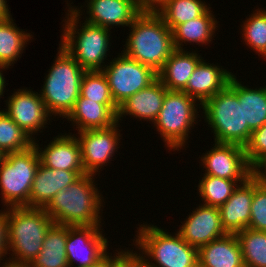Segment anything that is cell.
<instances>
[{"mask_svg":"<svg viewBox=\"0 0 266 267\" xmlns=\"http://www.w3.org/2000/svg\"><path fill=\"white\" fill-rule=\"evenodd\" d=\"M95 175H81L60 190L44 208L55 224L66 226H101L103 196L95 184ZM101 210V211H100Z\"/></svg>","mask_w":266,"mask_h":267,"instance_id":"cell-1","label":"cell"},{"mask_svg":"<svg viewBox=\"0 0 266 267\" xmlns=\"http://www.w3.org/2000/svg\"><path fill=\"white\" fill-rule=\"evenodd\" d=\"M129 28L122 53L158 73L175 50L171 29L152 11H142Z\"/></svg>","mask_w":266,"mask_h":267,"instance_id":"cell-2","label":"cell"},{"mask_svg":"<svg viewBox=\"0 0 266 267\" xmlns=\"http://www.w3.org/2000/svg\"><path fill=\"white\" fill-rule=\"evenodd\" d=\"M73 7L71 5L68 8L65 17L67 19L63 20L65 24L62 25L60 45L84 70L101 71L105 67L104 60L110 50L108 45L111 29L90 24L85 20L82 26H79V19L83 14L80 8Z\"/></svg>","mask_w":266,"mask_h":267,"instance_id":"cell-3","label":"cell"},{"mask_svg":"<svg viewBox=\"0 0 266 267\" xmlns=\"http://www.w3.org/2000/svg\"><path fill=\"white\" fill-rule=\"evenodd\" d=\"M9 263L29 265L40 253L54 221L44 208L7 207Z\"/></svg>","mask_w":266,"mask_h":267,"instance_id":"cell-4","label":"cell"},{"mask_svg":"<svg viewBox=\"0 0 266 267\" xmlns=\"http://www.w3.org/2000/svg\"><path fill=\"white\" fill-rule=\"evenodd\" d=\"M136 232L133 243L141 249L144 267H198V249L189 245L178 232L171 235L146 223Z\"/></svg>","mask_w":266,"mask_h":267,"instance_id":"cell-5","label":"cell"},{"mask_svg":"<svg viewBox=\"0 0 266 267\" xmlns=\"http://www.w3.org/2000/svg\"><path fill=\"white\" fill-rule=\"evenodd\" d=\"M58 49L55 63L44 78V86L39 93L49 114L64 119L80 96L81 81L86 70L60 44Z\"/></svg>","mask_w":266,"mask_h":267,"instance_id":"cell-6","label":"cell"},{"mask_svg":"<svg viewBox=\"0 0 266 267\" xmlns=\"http://www.w3.org/2000/svg\"><path fill=\"white\" fill-rule=\"evenodd\" d=\"M204 120L214 132V142L237 144L245 147L252 131L243 121V103L227 85L207 100L202 107Z\"/></svg>","mask_w":266,"mask_h":267,"instance_id":"cell-7","label":"cell"},{"mask_svg":"<svg viewBox=\"0 0 266 267\" xmlns=\"http://www.w3.org/2000/svg\"><path fill=\"white\" fill-rule=\"evenodd\" d=\"M40 164L35 145L21 152L5 154L0 165L2 203L7 207H29L33 180Z\"/></svg>","mask_w":266,"mask_h":267,"instance_id":"cell-8","label":"cell"},{"mask_svg":"<svg viewBox=\"0 0 266 267\" xmlns=\"http://www.w3.org/2000/svg\"><path fill=\"white\" fill-rule=\"evenodd\" d=\"M196 100L183 91H167L162 108L155 120L154 127L170 150H181L188 140L189 130L197 122Z\"/></svg>","mask_w":266,"mask_h":267,"instance_id":"cell-9","label":"cell"},{"mask_svg":"<svg viewBox=\"0 0 266 267\" xmlns=\"http://www.w3.org/2000/svg\"><path fill=\"white\" fill-rule=\"evenodd\" d=\"M106 76L112 98L117 106L144 89L157 78V72L125 54H118L101 70Z\"/></svg>","mask_w":266,"mask_h":267,"instance_id":"cell-10","label":"cell"},{"mask_svg":"<svg viewBox=\"0 0 266 267\" xmlns=\"http://www.w3.org/2000/svg\"><path fill=\"white\" fill-rule=\"evenodd\" d=\"M213 145L210 151L201 156L203 168H206L204 175L235 180L242 184L254 174L243 146L217 142Z\"/></svg>","mask_w":266,"mask_h":267,"instance_id":"cell-11","label":"cell"},{"mask_svg":"<svg viewBox=\"0 0 266 267\" xmlns=\"http://www.w3.org/2000/svg\"><path fill=\"white\" fill-rule=\"evenodd\" d=\"M102 233L101 226H67L65 249L69 267H89L108 253L109 241Z\"/></svg>","mask_w":266,"mask_h":267,"instance_id":"cell-12","label":"cell"},{"mask_svg":"<svg viewBox=\"0 0 266 267\" xmlns=\"http://www.w3.org/2000/svg\"><path fill=\"white\" fill-rule=\"evenodd\" d=\"M118 125L117 122L108 128L90 129L77 133L82 163L87 174L97 175L98 170L110 163V159L112 161L115 151L117 152L119 148L120 137H122L118 131Z\"/></svg>","mask_w":266,"mask_h":267,"instance_id":"cell-13","label":"cell"},{"mask_svg":"<svg viewBox=\"0 0 266 267\" xmlns=\"http://www.w3.org/2000/svg\"><path fill=\"white\" fill-rule=\"evenodd\" d=\"M6 102L7 109L4 112L31 138L48 124L52 117L46 109L38 92L31 89H17ZM35 133V134H34Z\"/></svg>","mask_w":266,"mask_h":267,"instance_id":"cell-14","label":"cell"},{"mask_svg":"<svg viewBox=\"0 0 266 267\" xmlns=\"http://www.w3.org/2000/svg\"><path fill=\"white\" fill-rule=\"evenodd\" d=\"M182 224L177 232L197 249L227 234L222 227L218 207L199 204Z\"/></svg>","mask_w":266,"mask_h":267,"instance_id":"cell-15","label":"cell"},{"mask_svg":"<svg viewBox=\"0 0 266 267\" xmlns=\"http://www.w3.org/2000/svg\"><path fill=\"white\" fill-rule=\"evenodd\" d=\"M68 134L56 136L47 146H44L43 150L36 143L37 141H34L40 163L49 169L85 171L80 143L75 135Z\"/></svg>","mask_w":266,"mask_h":267,"instance_id":"cell-16","label":"cell"},{"mask_svg":"<svg viewBox=\"0 0 266 267\" xmlns=\"http://www.w3.org/2000/svg\"><path fill=\"white\" fill-rule=\"evenodd\" d=\"M86 22L111 29L130 26L142 12L135 0H89Z\"/></svg>","mask_w":266,"mask_h":267,"instance_id":"cell-17","label":"cell"},{"mask_svg":"<svg viewBox=\"0 0 266 267\" xmlns=\"http://www.w3.org/2000/svg\"><path fill=\"white\" fill-rule=\"evenodd\" d=\"M254 193V174L238 185L231 197L219 207L221 224L228 234L248 228Z\"/></svg>","mask_w":266,"mask_h":267,"instance_id":"cell-18","label":"cell"},{"mask_svg":"<svg viewBox=\"0 0 266 267\" xmlns=\"http://www.w3.org/2000/svg\"><path fill=\"white\" fill-rule=\"evenodd\" d=\"M86 171H67L38 165L29 196L30 208H45L51 199L63 188L75 182Z\"/></svg>","mask_w":266,"mask_h":267,"instance_id":"cell-19","label":"cell"},{"mask_svg":"<svg viewBox=\"0 0 266 267\" xmlns=\"http://www.w3.org/2000/svg\"><path fill=\"white\" fill-rule=\"evenodd\" d=\"M234 74L222 69L214 63H207L201 60L191 77L186 88L183 90L188 96L195 99L201 106L223 90Z\"/></svg>","mask_w":266,"mask_h":267,"instance_id":"cell-20","label":"cell"},{"mask_svg":"<svg viewBox=\"0 0 266 267\" xmlns=\"http://www.w3.org/2000/svg\"><path fill=\"white\" fill-rule=\"evenodd\" d=\"M167 91L168 89L157 78L149 86L131 95L118 106L117 122L119 123L125 115H129L154 123Z\"/></svg>","mask_w":266,"mask_h":267,"instance_id":"cell-21","label":"cell"},{"mask_svg":"<svg viewBox=\"0 0 266 267\" xmlns=\"http://www.w3.org/2000/svg\"><path fill=\"white\" fill-rule=\"evenodd\" d=\"M116 104L97 103L81 95L66 119L75 124L78 132L90 129H104L117 123Z\"/></svg>","mask_w":266,"mask_h":267,"instance_id":"cell-22","label":"cell"},{"mask_svg":"<svg viewBox=\"0 0 266 267\" xmlns=\"http://www.w3.org/2000/svg\"><path fill=\"white\" fill-rule=\"evenodd\" d=\"M198 267H245L236 234H226L198 249Z\"/></svg>","mask_w":266,"mask_h":267,"instance_id":"cell-23","label":"cell"},{"mask_svg":"<svg viewBox=\"0 0 266 267\" xmlns=\"http://www.w3.org/2000/svg\"><path fill=\"white\" fill-rule=\"evenodd\" d=\"M202 59L196 51L175 49L157 73L158 79L169 91H183Z\"/></svg>","mask_w":266,"mask_h":267,"instance_id":"cell-24","label":"cell"},{"mask_svg":"<svg viewBox=\"0 0 266 267\" xmlns=\"http://www.w3.org/2000/svg\"><path fill=\"white\" fill-rule=\"evenodd\" d=\"M235 75L229 80L228 86L238 96L239 103H243V121L251 131L266 123V86L251 89L239 82Z\"/></svg>","mask_w":266,"mask_h":267,"instance_id":"cell-25","label":"cell"},{"mask_svg":"<svg viewBox=\"0 0 266 267\" xmlns=\"http://www.w3.org/2000/svg\"><path fill=\"white\" fill-rule=\"evenodd\" d=\"M210 9L211 7L200 17L177 25L171 30L175 49L184 50L183 42L185 44L186 42L196 43V45L200 46V44L206 45V43L208 44V42L212 41L218 22Z\"/></svg>","mask_w":266,"mask_h":267,"instance_id":"cell-26","label":"cell"},{"mask_svg":"<svg viewBox=\"0 0 266 267\" xmlns=\"http://www.w3.org/2000/svg\"><path fill=\"white\" fill-rule=\"evenodd\" d=\"M67 226L53 224L46 233L40 253L29 267H69L66 254Z\"/></svg>","mask_w":266,"mask_h":267,"instance_id":"cell-27","label":"cell"},{"mask_svg":"<svg viewBox=\"0 0 266 267\" xmlns=\"http://www.w3.org/2000/svg\"><path fill=\"white\" fill-rule=\"evenodd\" d=\"M31 36V33L17 28L12 17L0 19V64L8 69L17 62Z\"/></svg>","mask_w":266,"mask_h":267,"instance_id":"cell-28","label":"cell"},{"mask_svg":"<svg viewBox=\"0 0 266 267\" xmlns=\"http://www.w3.org/2000/svg\"><path fill=\"white\" fill-rule=\"evenodd\" d=\"M208 8L201 0H167L157 13L172 30L177 25L200 17Z\"/></svg>","mask_w":266,"mask_h":267,"instance_id":"cell-29","label":"cell"},{"mask_svg":"<svg viewBox=\"0 0 266 267\" xmlns=\"http://www.w3.org/2000/svg\"><path fill=\"white\" fill-rule=\"evenodd\" d=\"M236 236L245 267H266V232L246 228Z\"/></svg>","mask_w":266,"mask_h":267,"instance_id":"cell-30","label":"cell"},{"mask_svg":"<svg viewBox=\"0 0 266 267\" xmlns=\"http://www.w3.org/2000/svg\"><path fill=\"white\" fill-rule=\"evenodd\" d=\"M199 180L198 191L199 196L202 197L203 205L220 207L222 206L233 194L234 190L238 187V182L219 178L211 175H204Z\"/></svg>","mask_w":266,"mask_h":267,"instance_id":"cell-31","label":"cell"},{"mask_svg":"<svg viewBox=\"0 0 266 267\" xmlns=\"http://www.w3.org/2000/svg\"><path fill=\"white\" fill-rule=\"evenodd\" d=\"M32 145H34V140L4 110H0V150L4 154L21 152Z\"/></svg>","mask_w":266,"mask_h":267,"instance_id":"cell-32","label":"cell"},{"mask_svg":"<svg viewBox=\"0 0 266 267\" xmlns=\"http://www.w3.org/2000/svg\"><path fill=\"white\" fill-rule=\"evenodd\" d=\"M242 24V37L245 44L255 50L258 56L266 58V11L256 9Z\"/></svg>","mask_w":266,"mask_h":267,"instance_id":"cell-33","label":"cell"},{"mask_svg":"<svg viewBox=\"0 0 266 267\" xmlns=\"http://www.w3.org/2000/svg\"><path fill=\"white\" fill-rule=\"evenodd\" d=\"M80 95L97 103L115 104L107 78L102 71H86L84 73Z\"/></svg>","mask_w":266,"mask_h":267,"instance_id":"cell-34","label":"cell"},{"mask_svg":"<svg viewBox=\"0 0 266 267\" xmlns=\"http://www.w3.org/2000/svg\"><path fill=\"white\" fill-rule=\"evenodd\" d=\"M248 228L266 232V180L254 173V193Z\"/></svg>","mask_w":266,"mask_h":267,"instance_id":"cell-35","label":"cell"},{"mask_svg":"<svg viewBox=\"0 0 266 267\" xmlns=\"http://www.w3.org/2000/svg\"><path fill=\"white\" fill-rule=\"evenodd\" d=\"M246 159L253 170L266 159V123L252 131L248 143L244 147Z\"/></svg>","mask_w":266,"mask_h":267,"instance_id":"cell-36","label":"cell"},{"mask_svg":"<svg viewBox=\"0 0 266 267\" xmlns=\"http://www.w3.org/2000/svg\"><path fill=\"white\" fill-rule=\"evenodd\" d=\"M117 252L114 256H109L108 253V267H144L140 253L127 249Z\"/></svg>","mask_w":266,"mask_h":267,"instance_id":"cell-37","label":"cell"},{"mask_svg":"<svg viewBox=\"0 0 266 267\" xmlns=\"http://www.w3.org/2000/svg\"><path fill=\"white\" fill-rule=\"evenodd\" d=\"M8 254V218L7 210H0V263ZM4 256V257H3ZM3 258V259H2Z\"/></svg>","mask_w":266,"mask_h":267,"instance_id":"cell-38","label":"cell"},{"mask_svg":"<svg viewBox=\"0 0 266 267\" xmlns=\"http://www.w3.org/2000/svg\"><path fill=\"white\" fill-rule=\"evenodd\" d=\"M6 0H0V19H9L11 14Z\"/></svg>","mask_w":266,"mask_h":267,"instance_id":"cell-39","label":"cell"},{"mask_svg":"<svg viewBox=\"0 0 266 267\" xmlns=\"http://www.w3.org/2000/svg\"><path fill=\"white\" fill-rule=\"evenodd\" d=\"M167 0H149V11L157 12Z\"/></svg>","mask_w":266,"mask_h":267,"instance_id":"cell-40","label":"cell"},{"mask_svg":"<svg viewBox=\"0 0 266 267\" xmlns=\"http://www.w3.org/2000/svg\"><path fill=\"white\" fill-rule=\"evenodd\" d=\"M265 168V169H264ZM264 169V170H263ZM254 173L258 176V177H260V178H262V179H264V180H266V159L257 167V169L256 170H254Z\"/></svg>","mask_w":266,"mask_h":267,"instance_id":"cell-41","label":"cell"},{"mask_svg":"<svg viewBox=\"0 0 266 267\" xmlns=\"http://www.w3.org/2000/svg\"><path fill=\"white\" fill-rule=\"evenodd\" d=\"M7 68L5 67V66H3V65H1L0 64V98H2V96H4L3 95V93L5 92V83H6V81H5V77H4V75H3V70H6Z\"/></svg>","mask_w":266,"mask_h":267,"instance_id":"cell-42","label":"cell"},{"mask_svg":"<svg viewBox=\"0 0 266 267\" xmlns=\"http://www.w3.org/2000/svg\"><path fill=\"white\" fill-rule=\"evenodd\" d=\"M89 267H108V253L95 264L90 265Z\"/></svg>","mask_w":266,"mask_h":267,"instance_id":"cell-43","label":"cell"},{"mask_svg":"<svg viewBox=\"0 0 266 267\" xmlns=\"http://www.w3.org/2000/svg\"><path fill=\"white\" fill-rule=\"evenodd\" d=\"M141 11H149V0H135Z\"/></svg>","mask_w":266,"mask_h":267,"instance_id":"cell-44","label":"cell"},{"mask_svg":"<svg viewBox=\"0 0 266 267\" xmlns=\"http://www.w3.org/2000/svg\"><path fill=\"white\" fill-rule=\"evenodd\" d=\"M0 267H29V266L28 265H16V264H12V263L5 261V263L3 262L2 266L0 265Z\"/></svg>","mask_w":266,"mask_h":267,"instance_id":"cell-45","label":"cell"},{"mask_svg":"<svg viewBox=\"0 0 266 267\" xmlns=\"http://www.w3.org/2000/svg\"><path fill=\"white\" fill-rule=\"evenodd\" d=\"M5 157V154L0 150V165H1V162L3 161Z\"/></svg>","mask_w":266,"mask_h":267,"instance_id":"cell-46","label":"cell"}]
</instances>
